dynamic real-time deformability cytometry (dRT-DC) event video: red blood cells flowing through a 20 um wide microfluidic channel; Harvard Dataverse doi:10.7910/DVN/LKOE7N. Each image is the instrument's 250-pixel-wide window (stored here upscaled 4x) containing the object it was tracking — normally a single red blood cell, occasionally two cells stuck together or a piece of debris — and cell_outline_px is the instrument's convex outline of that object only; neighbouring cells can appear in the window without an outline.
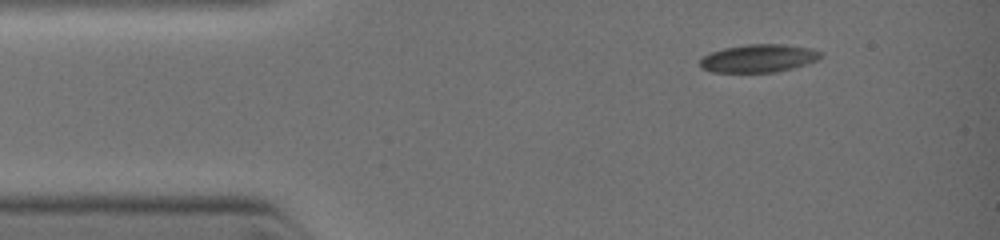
{"species": "common noctule bat (a hibernating species)", "species_latin": "Nyctalus noctula", "temperature_condition": "warm", "stored_images_in_passage": 3, "camera_frame_rate_fps": 3000, "um_per_image_px": 0.085, "animal": {"sex": "female", "body_mass_g": 19.0, "forearm_length_mm": 51.5}, "frame": {"image": 1, "passage_image": 1, "time_ms": 0.0, "image_size_px": [1000, 240], "cell_outline_px": [[824, 56], [820, 60], [792, 68], [776, 72], [712, 72], [700, 68], [700, 60], [708, 52], [724, 48], [744, 44], [784, 44], [812, 48], [824, 52]], "centroid_in_image_um": [64.52, 4.95], "position_along_channel_um": 20.5, "area_um2": 20.06}}